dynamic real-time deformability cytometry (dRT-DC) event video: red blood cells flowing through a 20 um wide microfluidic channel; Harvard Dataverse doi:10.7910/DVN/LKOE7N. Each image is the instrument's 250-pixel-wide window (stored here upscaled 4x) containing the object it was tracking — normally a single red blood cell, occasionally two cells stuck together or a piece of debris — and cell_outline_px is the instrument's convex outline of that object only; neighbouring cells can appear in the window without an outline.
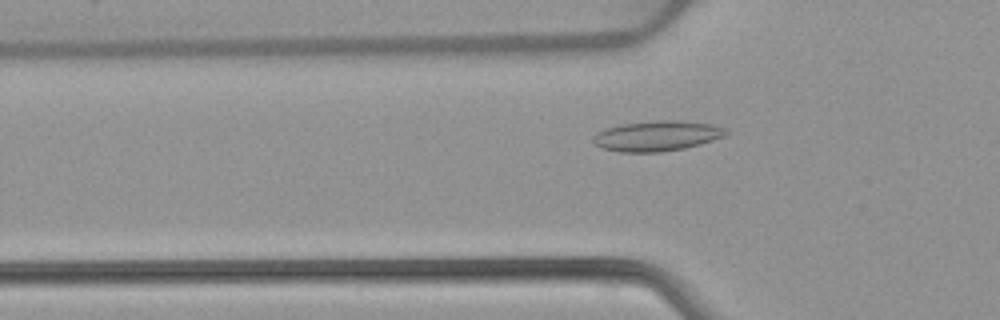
{"species": "common noctule bat (a hibernating species)", "species_latin": "Nyctalus noctula", "temperature_condition": "warm", "stored_images_in_passage": 49, "camera_frame_rate_fps": 3000, "um_per_image_px": 0.085, "animal": {"sex": "female", "body_mass_g": 22.7, "forearm_length_mm": 54.2}, "frame": {"image": 1, "passage_image": 14, "time_ms": 4.333, "image_size_px": [1000, 320], "cell_outline_px": [[728, 132], [724, 136], [700, 144], [684, 148], [660, 152], [620, 152], [604, 148], [592, 144], [592, 136], [596, 132], [604, 128], [620, 124], [660, 120], [680, 120], [712, 124], [724, 128]], "centroid_in_image_um": [55.78, 11.55], "position_along_channel_um": 70.0, "area_um2": 23.52}}
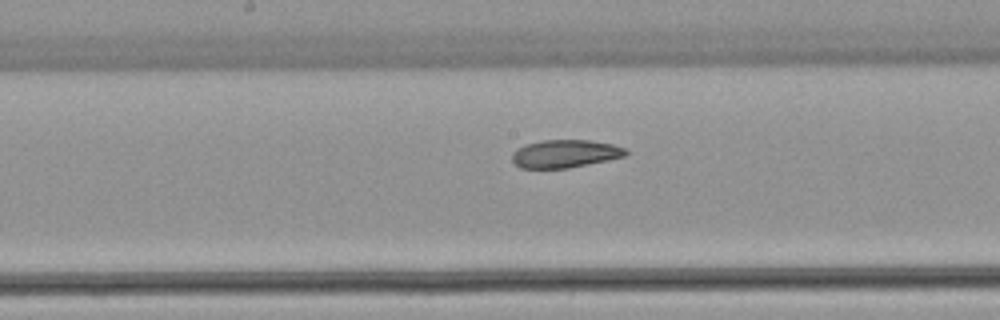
{"frame": {"image": 2, "passage_image": 24, "time_ms": 7.667, "image_size_px": [1000, 320], "cell_outline_px": [[628, 156], [568, 168], [520, 168], [512, 160], [512, 152], [516, 148], [524, 144], [544, 140], [588, 140], [612, 144], [628, 148]], "centroid_in_image_um": [48.05, 13.06], "position_along_channel_um": 200.2, "area_um2": 18.67}}
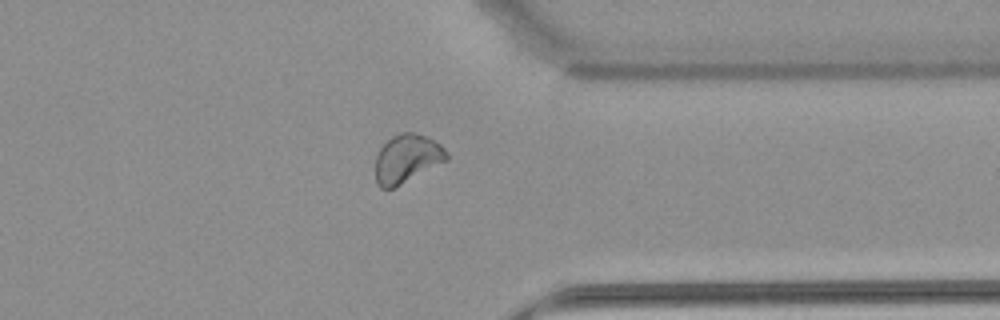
{"frame": {"image": 3, "passage_image": 38, "time_ms": 12.333, "image_size_px": [1000, 320], "cell_outline_px": [[448, 160], [392, 188], [380, 188], [376, 184], [376, 156], [380, 148], [392, 136], [400, 132], [412, 132], [428, 136], [440, 144], [448, 152]], "centroid_in_image_um": [34.6, 13.46], "position_along_channel_um": 376.8, "area_um2": 20.0}, "authors_computed_cell_mechanics": {"area_um2": 20.6924, "velocity_mm_per_s": 3.8945, "shape_relaxation_time_tau1_ms": null, "shape_relaxation_time_tau2_ms": 3.121, "deformation_change_tau1": null, "deformation_change_tau2": 0.0645}}